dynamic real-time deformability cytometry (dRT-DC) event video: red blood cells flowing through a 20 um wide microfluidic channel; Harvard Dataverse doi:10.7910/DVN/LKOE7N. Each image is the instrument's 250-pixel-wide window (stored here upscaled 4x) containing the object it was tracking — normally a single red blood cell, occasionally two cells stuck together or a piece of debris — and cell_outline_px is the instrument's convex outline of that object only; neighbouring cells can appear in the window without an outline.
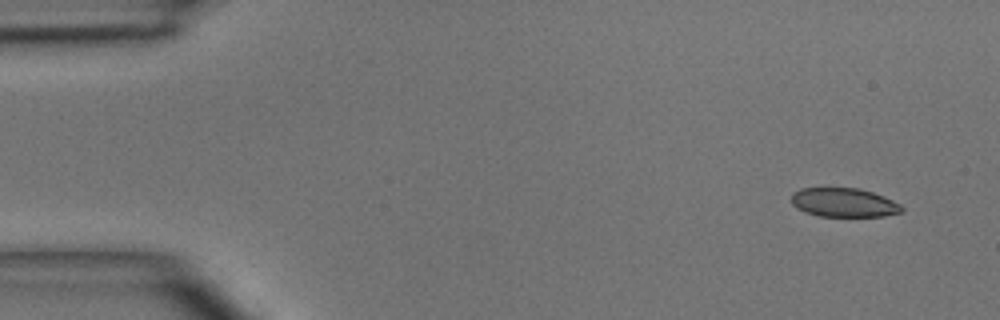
{"species": "common noctule bat (a hibernating species)", "species_latin": "Nyctalus noctula", "temperature_condition": "room temperature", "stored_images_in_passage": 4, "segment_of_instrument_passage": [1, 2], "camera_frame_rate_fps": 3000, "um_per_image_px": 0.085, "animal": {"sex": "male", "body_mass_g": 15.6}, "frame": {"image": 1, "passage_image": 1, "time_ms": 0.0, "image_size_px": [1000, 320], "cell_outline_px": [[904, 208], [900, 212], [884, 216], [820, 216], [804, 212], [796, 208], [792, 204], [792, 192], [800, 188], [860, 188], [884, 196], [900, 204]], "centroid_in_image_um": [71.7, 17.21], "position_along_channel_um": 13.3, "area_um2": 18.67}}
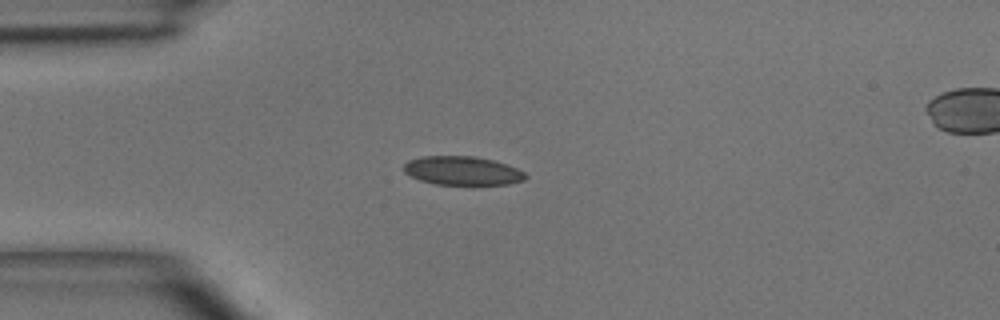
{"frame": {"image": 2, "passage_image": 3, "time_ms": 3.0, "image_size_px": [1000, 320], "cell_outline_px": [[528, 176], [524, 180], [508, 184], [436, 184], [420, 180], [404, 172], [404, 164], [408, 160], [424, 156], [476, 156], [492, 160], [516, 168], [524, 172]], "centroid_in_image_um": [39.29, 14.5], "position_along_channel_um": 45.7, "area_um2": 20.17}}